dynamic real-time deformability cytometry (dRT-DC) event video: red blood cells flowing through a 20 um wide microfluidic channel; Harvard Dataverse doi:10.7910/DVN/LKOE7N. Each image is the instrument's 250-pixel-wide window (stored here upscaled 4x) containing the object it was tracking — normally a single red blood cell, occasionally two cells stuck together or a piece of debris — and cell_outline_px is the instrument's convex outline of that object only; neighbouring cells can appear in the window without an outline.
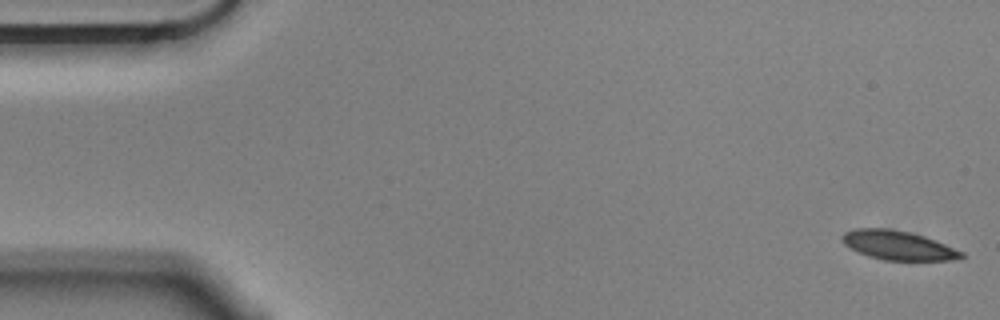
{"species": "Egyptian fruit bat (a non-hibernating species)", "species_latin": "Rousettus aegyptiacus", "temperature_condition": "cold", "stored_images_in_passage": 14, "camera_frame_rate_fps": 3000, "um_per_image_px": 0.085, "animal": {"sex": "male"}, "frame": {"image": 1, "passage_image": 1, "time_ms": 0.0, "image_size_px": [1000, 320], "cell_outline_px": [[964, 256], [952, 260], [884, 260], [860, 252], [844, 244], [840, 236], [844, 232], [856, 228], [888, 228], [912, 232], [936, 240], [964, 252]], "centroid_in_image_um": [76.35, 20.83], "position_along_channel_um": 8.7, "area_um2": 20.11}}
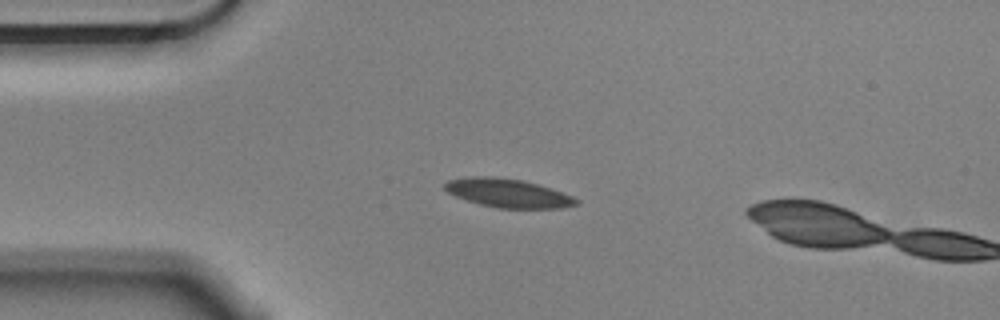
{"frame": {"image": 2, "passage_image": 13, "time_ms": 4.0, "image_size_px": [1000, 320], "cell_outline_px": [[580, 204], [564, 208], [496, 208], [480, 204], [456, 196], [448, 192], [444, 188], [444, 184], [448, 180], [468, 176], [492, 176], [524, 180], [572, 196], [580, 200]], "centroid_in_image_um": [43.18, 16.41], "position_along_channel_um": 41.8, "area_um2": 21.91}}